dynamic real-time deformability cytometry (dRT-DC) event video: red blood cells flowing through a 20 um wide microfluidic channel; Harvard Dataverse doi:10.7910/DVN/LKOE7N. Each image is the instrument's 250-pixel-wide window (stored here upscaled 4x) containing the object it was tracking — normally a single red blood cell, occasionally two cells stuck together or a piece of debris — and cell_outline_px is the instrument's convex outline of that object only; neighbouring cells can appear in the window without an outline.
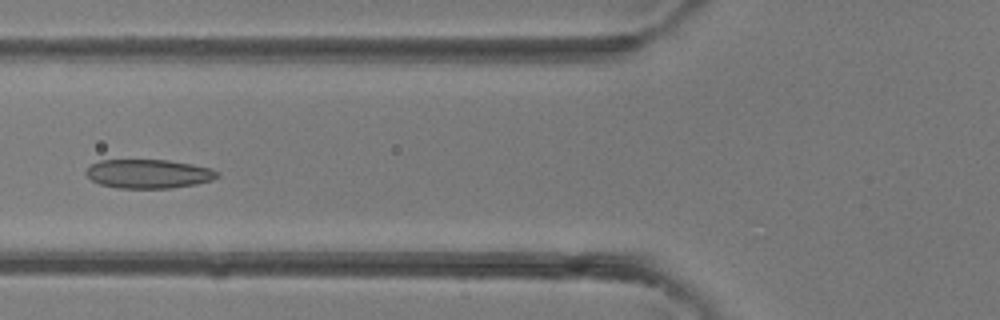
{"species": "common noctule bat (a hibernating species)", "species_latin": "Nyctalus noctula", "temperature_condition": "room temperature", "stored_images_in_passage": 40, "camera_frame_rate_fps": 3000, "um_per_image_px": 0.085, "animal": {"sex": "female"}, "frame": {"image": 1, "passage_image": 15, "time_ms": 4.667, "image_size_px": [1000, 320], "cell_outline_px": [[220, 176], [212, 180], [196, 184], [172, 188], [116, 188], [100, 184], [92, 180], [84, 172], [92, 164], [100, 160], [168, 160], [192, 164], [212, 168], [220, 172]], "centroid_in_image_um": [12.66, 14.77], "position_along_channel_um": 113.1, "area_um2": 22.25}}
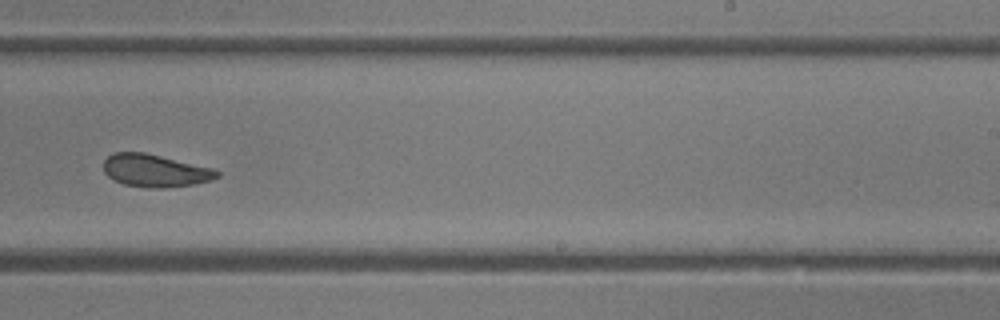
{"frame": {"image": 2, "passage_image": 25, "time_ms": 8.0, "image_size_px": [1000, 320], "cell_outline_px": [[220, 176], [212, 180], [192, 184], [164, 188], [152, 188], [124, 184], [108, 176], [104, 172], [104, 160], [112, 152], [144, 152], [216, 168], [220, 172]], "centroid_in_image_um": [13.23, 14.49], "position_along_channel_um": 275.8, "area_um2": 21.68}}
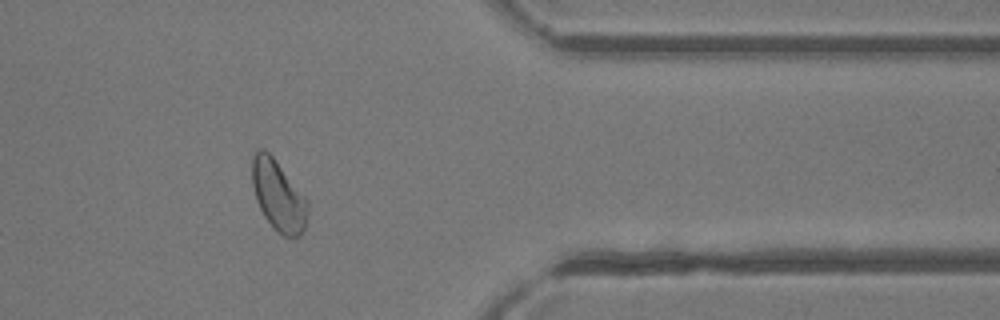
{"frame": {"image": 3, "passage_image": 33, "time_ms": 10.667, "image_size_px": [1000, 320], "cell_outline_px": [[308, 208], [304, 228], [300, 236], [284, 236], [264, 216], [256, 200], [252, 184], [252, 156], [260, 148], [264, 148], [272, 156], [308, 200]], "centroid_in_image_um": [23.65, 16.59], "position_along_channel_um": 387.8, "area_um2": 22.37}}